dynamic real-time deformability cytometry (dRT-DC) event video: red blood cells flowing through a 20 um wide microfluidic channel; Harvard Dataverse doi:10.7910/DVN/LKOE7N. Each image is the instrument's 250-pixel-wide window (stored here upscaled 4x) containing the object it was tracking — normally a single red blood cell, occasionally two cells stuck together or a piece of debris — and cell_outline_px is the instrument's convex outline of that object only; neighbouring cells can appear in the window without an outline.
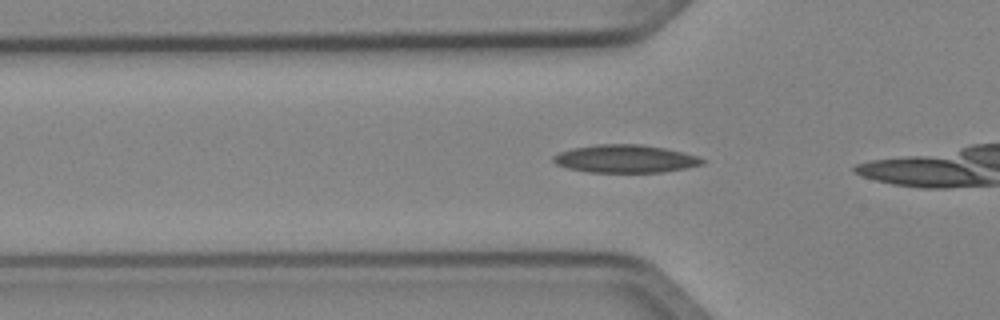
{"species": "Egyptian fruit bat (a non-hibernating species)", "species_latin": "Rousettus aegyptiacus", "temperature_condition": "cold", "stored_images_in_passage": 14, "camera_frame_rate_fps": 3000, "um_per_image_px": 0.085, "animal": {"sex": "female"}, "frame": {"image": 1, "passage_image": 12, "time_ms": 3.667, "image_size_px": [1000, 320], "cell_outline_px": [[704, 164], [688, 168], [660, 172], [588, 172], [568, 168], [556, 164], [552, 160], [552, 156], [560, 152], [572, 148], [596, 144], [640, 144], [664, 148], [684, 152], [696, 156], [704, 160]], "centroid_in_image_um": [53.14, 13.49], "position_along_channel_um": 72.7, "area_um2": 24.22}}